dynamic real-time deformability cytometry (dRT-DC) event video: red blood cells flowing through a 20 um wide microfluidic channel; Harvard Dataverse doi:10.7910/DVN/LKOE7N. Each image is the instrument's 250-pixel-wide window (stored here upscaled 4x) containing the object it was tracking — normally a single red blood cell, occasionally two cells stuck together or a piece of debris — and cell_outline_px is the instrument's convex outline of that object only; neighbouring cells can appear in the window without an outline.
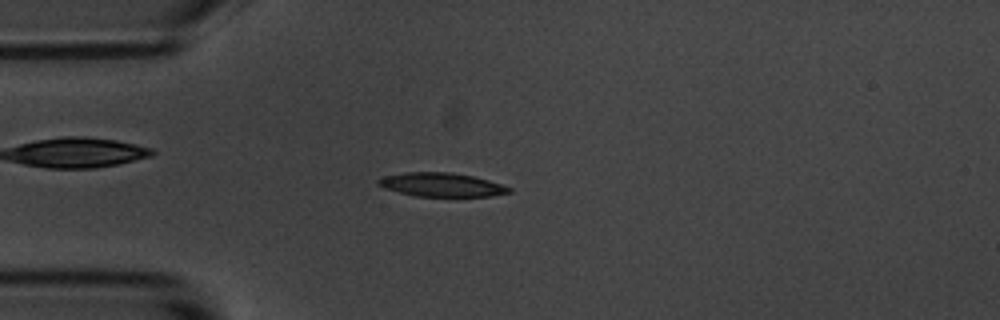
{"species": "common noctule bat (a hibernating species)", "species_latin": "Nyctalus noctula", "temperature_condition": "room temperature", "stored_images_in_passage": 56, "camera_frame_rate_fps": 3000, "um_per_image_px": 0.085, "animal": {"sex": "male", "body_mass_g": 20.1, "forearm_length_mm": 53.5}, "frame": {"image": 1, "passage_image": 14, "time_ms": 4.333, "image_size_px": [1000, 320], "cell_outline_px": [[512, 192], [492, 196], [416, 196], [384, 188], [376, 184], [376, 180], [384, 176], [404, 172], [452, 172], [472, 176], [488, 180], [512, 188]], "centroid_in_image_um": [37.51, 15.7], "position_along_channel_um": 47.5, "area_um2": 18.09}}
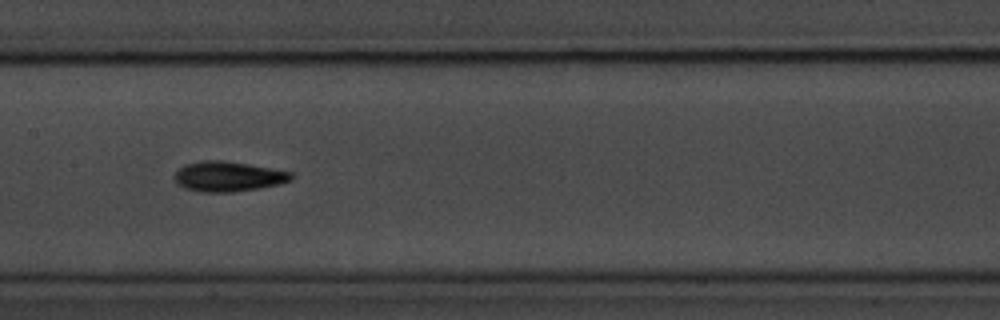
{"frame": {"image": 2, "passage_image": 27, "time_ms": 8.667, "image_size_px": [1000, 320], "cell_outline_px": [[292, 180], [280, 184], [260, 188], [232, 192], [200, 192], [184, 188], [176, 184], [176, 172], [184, 164], [200, 160], [224, 160], [248, 164], [292, 172]], "centroid_in_image_um": [19.38, 15.0], "position_along_channel_um": 188.0, "area_um2": 20.52}}
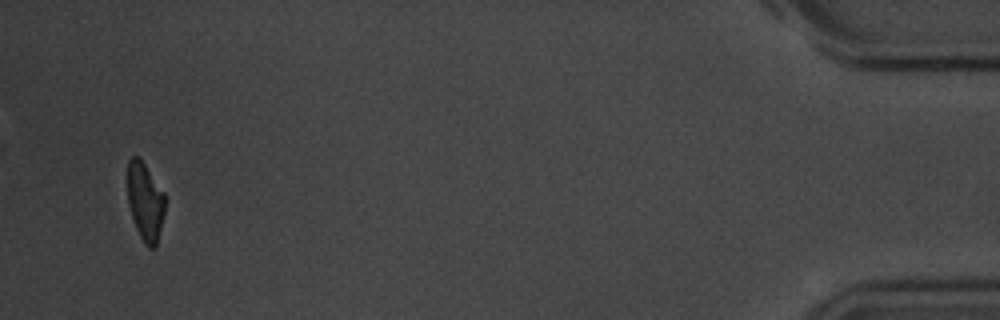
{"frame": {"image": 3, "passage_image": 54, "time_ms": 17.667, "image_size_px": [1000, 320], "cell_outline_px": [[164, 212], [156, 248], [148, 248], [144, 244], [136, 228], [128, 204], [128, 160], [132, 156], [140, 156], [164, 192]], "centroid_in_image_um": [12.34, 17.12], "position_along_channel_um": 422.9, "area_um2": 17.11}, "authors_computed_cell_mechanics": {"area_um2": 18.7272, "velocity_mm_per_s": 3.5387, "shape_relaxation_time_tau1_ms": 3.6554, "shape_relaxation_time_tau2_ms": 3.0416, "deformation_change_tau1": 0.1548, "deformation_change_tau2": 0.0922}}